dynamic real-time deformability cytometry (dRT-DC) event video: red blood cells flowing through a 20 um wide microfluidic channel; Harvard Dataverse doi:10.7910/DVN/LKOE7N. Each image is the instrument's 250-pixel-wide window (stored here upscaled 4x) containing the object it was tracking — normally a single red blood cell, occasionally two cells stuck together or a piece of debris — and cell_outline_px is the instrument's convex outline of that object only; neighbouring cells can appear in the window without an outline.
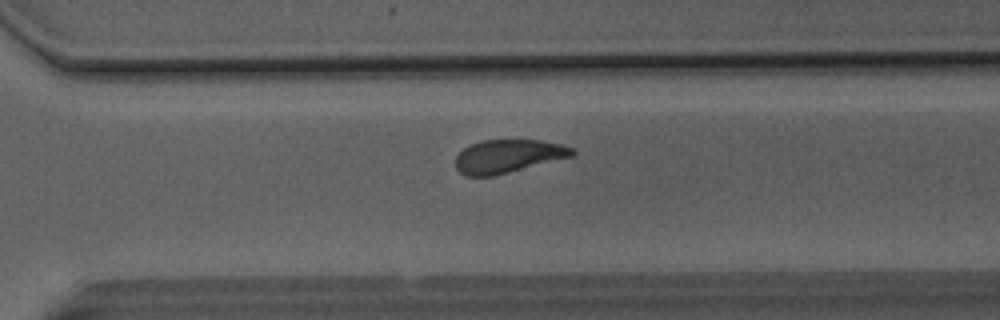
{"species": "Egyptian fruit bat (a non-hibernating species)", "species_latin": "Rousettus aegyptiacus", "temperature_condition": "room temperature", "stored_images_in_passage": 45, "camera_frame_rate_fps": 3000, "um_per_image_px": 0.085, "animal": {"sex": "male"}, "frame": {"image": 1, "passage_image": 31, "time_ms": 10.0, "image_size_px": [1000, 320], "cell_outline_px": [[576, 152], [572, 156], [492, 176], [464, 176], [456, 168], [456, 156], [464, 148], [480, 140], [540, 140], [560, 144], [572, 148]], "centroid_in_image_um": [43.15, 13.27], "position_along_channel_um": 327.5, "area_um2": 22.31}}
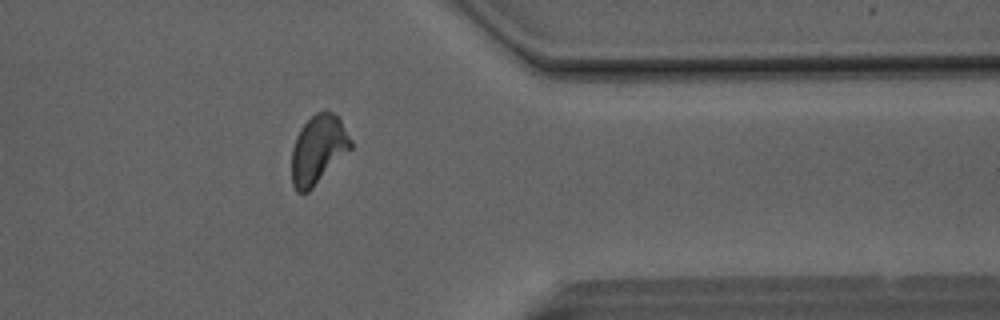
{"frame": {"image": 2, "passage_image": 36, "time_ms": 11.667, "image_size_px": [1000, 320], "cell_outline_px": [[352, 148], [308, 192], [296, 192], [292, 184], [292, 148], [296, 136], [300, 128], [316, 112], [324, 108], [340, 116], [352, 140]], "centroid_in_image_um": [27.06, 12.66], "position_along_channel_um": 384.3, "area_um2": 23.93}}
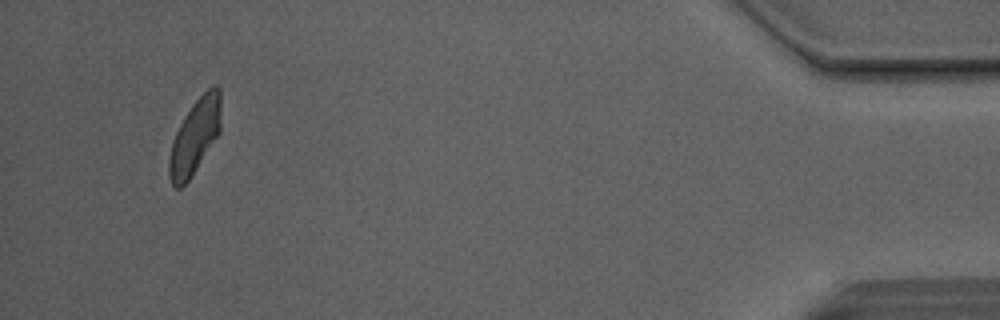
{"frame": {"image": 3, "passage_image": 43, "time_ms": 14.0, "image_size_px": [1000, 320], "cell_outline_px": [[220, 132], [188, 180], [180, 188], [176, 188], [172, 184], [168, 176], [168, 160], [172, 144], [176, 132], [184, 116], [192, 104], [212, 84], [216, 84], [220, 88]], "centroid_in_image_um": [16.56, 11.58], "position_along_channel_um": 418.6, "area_um2": 22.31}, "authors_computed_cell_mechanics": {"area_um2": 23.9292, "velocity_mm_per_s": 4.1294, "shape_relaxation_time_tau1_ms": 3.5269, "shape_relaxation_time_tau2_ms": 2.2794, "deformation_change_tau1": 0.1321, "deformation_change_tau2": 0.0756}}